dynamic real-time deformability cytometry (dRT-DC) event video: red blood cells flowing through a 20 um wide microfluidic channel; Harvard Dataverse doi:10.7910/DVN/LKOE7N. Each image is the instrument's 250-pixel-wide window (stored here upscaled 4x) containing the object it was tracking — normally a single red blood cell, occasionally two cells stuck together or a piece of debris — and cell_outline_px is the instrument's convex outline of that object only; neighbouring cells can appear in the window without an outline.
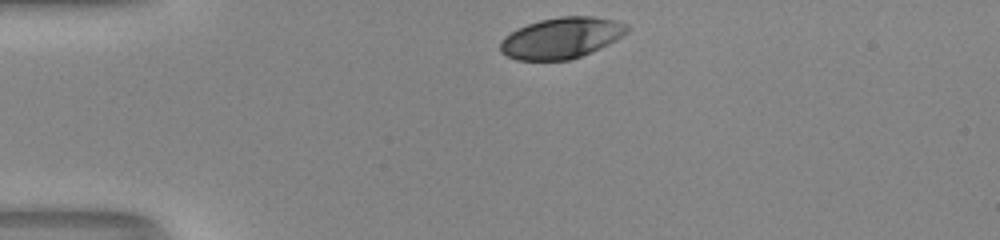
{"species": "human", "species_latin": "Homo sapiens", "temperature_condition": "room temperature", "stored_images_in_passage": 31, "camera_frame_rate_fps": 3000, "um_per_image_px": 0.085, "donor": {"sex": "male"}, "frame": {"image": 1, "passage_image": 1, "time_ms": 0.0, "image_size_px": [1000, 240], "cell_outline_px": [[628, 32], [616, 40], [600, 48], [580, 56], [568, 60], [516, 60], [500, 52], [500, 40], [504, 36], [528, 24], [540, 20], [560, 16], [592, 16], [616, 20], [628, 24]], "centroid_in_image_um": [47.73, 3.22], "position_along_channel_um": 37.3, "area_um2": 30.23}}
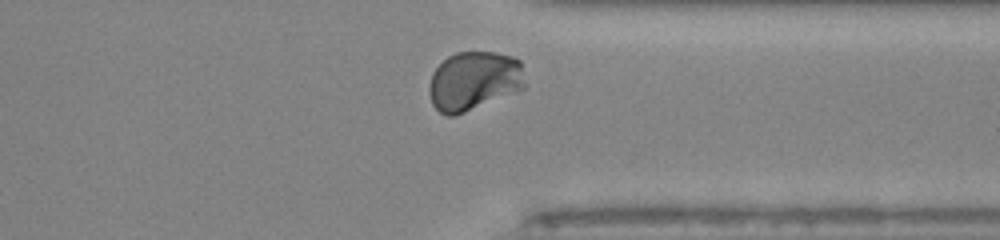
{"frame": {"image": 2, "passage_image": 29, "time_ms": 9.333, "image_size_px": [1000, 240], "cell_outline_px": [[524, 88], [456, 116], [448, 116], [440, 112], [432, 104], [428, 92], [428, 88], [432, 72], [448, 56], [456, 52], [496, 52], [512, 56], [520, 60], [524, 84]], "centroid_in_image_um": [40.25, 6.88], "position_along_channel_um": 371.2, "area_um2": 32.95}, "authors_computed_cell_mechanics": {"area_um2": 31.4432, "velocity_mm_per_s": 4.0787, "shape_relaxation_time_tau1_ms": 2.3619, "shape_relaxation_time_tau2_ms": null, "deformation_change_tau1": 0.1276, "deformation_change_tau2": null}}